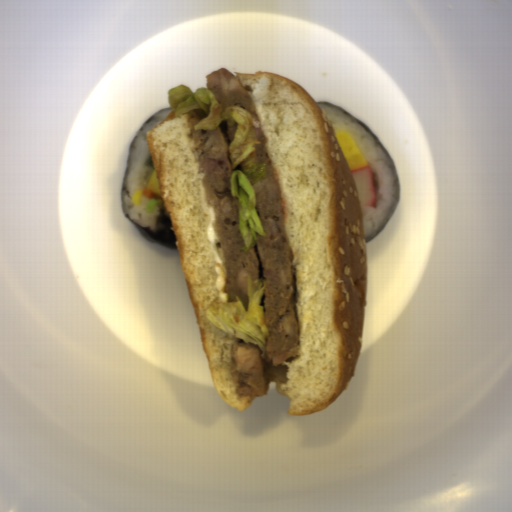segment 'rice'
Here are the masks:
<instances>
[{
	"mask_svg": "<svg viewBox=\"0 0 512 512\" xmlns=\"http://www.w3.org/2000/svg\"><path fill=\"white\" fill-rule=\"evenodd\" d=\"M334 130L352 134L371 169L375 185V205L363 206L366 242L380 233L397 205L400 188L393 162L375 137L358 122L334 106L319 104Z\"/></svg>",
	"mask_w": 512,
	"mask_h": 512,
	"instance_id": "rice-1",
	"label": "rice"
},
{
	"mask_svg": "<svg viewBox=\"0 0 512 512\" xmlns=\"http://www.w3.org/2000/svg\"><path fill=\"white\" fill-rule=\"evenodd\" d=\"M172 110L174 109L170 106L153 114L133 138L128 151L121 191L123 213L139 226L149 230L154 229L158 220L168 213L162 197L157 198L159 205L152 213L147 212V206L151 199L143 195L141 204L134 205L132 204V198L135 191L145 192L146 189H149V182L155 170L147 165L151 156L147 142V132L162 122Z\"/></svg>",
	"mask_w": 512,
	"mask_h": 512,
	"instance_id": "rice-2",
	"label": "rice"
}]
</instances>
